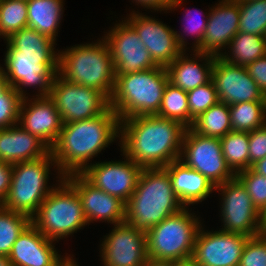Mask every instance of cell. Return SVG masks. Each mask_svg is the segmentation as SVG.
<instances>
[{
	"label": "cell",
	"instance_id": "obj_1",
	"mask_svg": "<svg viewBox=\"0 0 266 266\" xmlns=\"http://www.w3.org/2000/svg\"><path fill=\"white\" fill-rule=\"evenodd\" d=\"M186 127L156 114L120 121L121 151L142 168L166 167L180 159Z\"/></svg>",
	"mask_w": 266,
	"mask_h": 266
},
{
	"label": "cell",
	"instance_id": "obj_27",
	"mask_svg": "<svg viewBox=\"0 0 266 266\" xmlns=\"http://www.w3.org/2000/svg\"><path fill=\"white\" fill-rule=\"evenodd\" d=\"M64 0H28V26L56 42Z\"/></svg>",
	"mask_w": 266,
	"mask_h": 266
},
{
	"label": "cell",
	"instance_id": "obj_39",
	"mask_svg": "<svg viewBox=\"0 0 266 266\" xmlns=\"http://www.w3.org/2000/svg\"><path fill=\"white\" fill-rule=\"evenodd\" d=\"M238 266H266V232L247 239Z\"/></svg>",
	"mask_w": 266,
	"mask_h": 266
},
{
	"label": "cell",
	"instance_id": "obj_36",
	"mask_svg": "<svg viewBox=\"0 0 266 266\" xmlns=\"http://www.w3.org/2000/svg\"><path fill=\"white\" fill-rule=\"evenodd\" d=\"M190 117L194 120L219 102L212 80L187 92Z\"/></svg>",
	"mask_w": 266,
	"mask_h": 266
},
{
	"label": "cell",
	"instance_id": "obj_14",
	"mask_svg": "<svg viewBox=\"0 0 266 266\" xmlns=\"http://www.w3.org/2000/svg\"><path fill=\"white\" fill-rule=\"evenodd\" d=\"M198 229L194 252L191 259L193 266H238L242 251L249 237L222 230Z\"/></svg>",
	"mask_w": 266,
	"mask_h": 266
},
{
	"label": "cell",
	"instance_id": "obj_13",
	"mask_svg": "<svg viewBox=\"0 0 266 266\" xmlns=\"http://www.w3.org/2000/svg\"><path fill=\"white\" fill-rule=\"evenodd\" d=\"M102 36L107 42L115 75L135 73L157 67L136 30L124 19Z\"/></svg>",
	"mask_w": 266,
	"mask_h": 266
},
{
	"label": "cell",
	"instance_id": "obj_41",
	"mask_svg": "<svg viewBox=\"0 0 266 266\" xmlns=\"http://www.w3.org/2000/svg\"><path fill=\"white\" fill-rule=\"evenodd\" d=\"M266 157V124L249 132V168Z\"/></svg>",
	"mask_w": 266,
	"mask_h": 266
},
{
	"label": "cell",
	"instance_id": "obj_4",
	"mask_svg": "<svg viewBox=\"0 0 266 266\" xmlns=\"http://www.w3.org/2000/svg\"><path fill=\"white\" fill-rule=\"evenodd\" d=\"M58 75L65 80L103 92L109 99L115 85V68L110 48L102 37L58 50Z\"/></svg>",
	"mask_w": 266,
	"mask_h": 266
},
{
	"label": "cell",
	"instance_id": "obj_31",
	"mask_svg": "<svg viewBox=\"0 0 266 266\" xmlns=\"http://www.w3.org/2000/svg\"><path fill=\"white\" fill-rule=\"evenodd\" d=\"M220 141L226 164L235 175L249 169V132L230 131Z\"/></svg>",
	"mask_w": 266,
	"mask_h": 266
},
{
	"label": "cell",
	"instance_id": "obj_2",
	"mask_svg": "<svg viewBox=\"0 0 266 266\" xmlns=\"http://www.w3.org/2000/svg\"><path fill=\"white\" fill-rule=\"evenodd\" d=\"M117 138H120V120L110 107L105 113L93 118L64 123L50 151L58 172L65 177L82 173L92 164V158Z\"/></svg>",
	"mask_w": 266,
	"mask_h": 266
},
{
	"label": "cell",
	"instance_id": "obj_21",
	"mask_svg": "<svg viewBox=\"0 0 266 266\" xmlns=\"http://www.w3.org/2000/svg\"><path fill=\"white\" fill-rule=\"evenodd\" d=\"M209 8L204 38L196 52L221 56L233 37L239 32L240 6L234 0H219Z\"/></svg>",
	"mask_w": 266,
	"mask_h": 266
},
{
	"label": "cell",
	"instance_id": "obj_50",
	"mask_svg": "<svg viewBox=\"0 0 266 266\" xmlns=\"http://www.w3.org/2000/svg\"><path fill=\"white\" fill-rule=\"evenodd\" d=\"M261 223L263 225L264 230H266V207L261 212Z\"/></svg>",
	"mask_w": 266,
	"mask_h": 266
},
{
	"label": "cell",
	"instance_id": "obj_26",
	"mask_svg": "<svg viewBox=\"0 0 266 266\" xmlns=\"http://www.w3.org/2000/svg\"><path fill=\"white\" fill-rule=\"evenodd\" d=\"M5 41L7 51L4 57L59 59L54 47L57 43L29 26L13 33Z\"/></svg>",
	"mask_w": 266,
	"mask_h": 266
},
{
	"label": "cell",
	"instance_id": "obj_24",
	"mask_svg": "<svg viewBox=\"0 0 266 266\" xmlns=\"http://www.w3.org/2000/svg\"><path fill=\"white\" fill-rule=\"evenodd\" d=\"M50 148L19 124L0 129V161L18 163L47 155Z\"/></svg>",
	"mask_w": 266,
	"mask_h": 266
},
{
	"label": "cell",
	"instance_id": "obj_33",
	"mask_svg": "<svg viewBox=\"0 0 266 266\" xmlns=\"http://www.w3.org/2000/svg\"><path fill=\"white\" fill-rule=\"evenodd\" d=\"M31 223L25 214L8 210L0 205V255H9L13 244Z\"/></svg>",
	"mask_w": 266,
	"mask_h": 266
},
{
	"label": "cell",
	"instance_id": "obj_22",
	"mask_svg": "<svg viewBox=\"0 0 266 266\" xmlns=\"http://www.w3.org/2000/svg\"><path fill=\"white\" fill-rule=\"evenodd\" d=\"M55 243L30 223L13 244L9 261L13 266H58L66 256L58 254Z\"/></svg>",
	"mask_w": 266,
	"mask_h": 266
},
{
	"label": "cell",
	"instance_id": "obj_35",
	"mask_svg": "<svg viewBox=\"0 0 266 266\" xmlns=\"http://www.w3.org/2000/svg\"><path fill=\"white\" fill-rule=\"evenodd\" d=\"M240 6L239 32L266 35V0L238 2Z\"/></svg>",
	"mask_w": 266,
	"mask_h": 266
},
{
	"label": "cell",
	"instance_id": "obj_48",
	"mask_svg": "<svg viewBox=\"0 0 266 266\" xmlns=\"http://www.w3.org/2000/svg\"><path fill=\"white\" fill-rule=\"evenodd\" d=\"M8 87V83L3 72V67L0 65V94Z\"/></svg>",
	"mask_w": 266,
	"mask_h": 266
},
{
	"label": "cell",
	"instance_id": "obj_17",
	"mask_svg": "<svg viewBox=\"0 0 266 266\" xmlns=\"http://www.w3.org/2000/svg\"><path fill=\"white\" fill-rule=\"evenodd\" d=\"M125 156L122 161L90 164L81 174L95 187L126 203L134 192L142 167Z\"/></svg>",
	"mask_w": 266,
	"mask_h": 266
},
{
	"label": "cell",
	"instance_id": "obj_19",
	"mask_svg": "<svg viewBox=\"0 0 266 266\" xmlns=\"http://www.w3.org/2000/svg\"><path fill=\"white\" fill-rule=\"evenodd\" d=\"M78 193L88 225L94 221H106L110 224L125 222V203L95 187L81 173L64 177Z\"/></svg>",
	"mask_w": 266,
	"mask_h": 266
},
{
	"label": "cell",
	"instance_id": "obj_32",
	"mask_svg": "<svg viewBox=\"0 0 266 266\" xmlns=\"http://www.w3.org/2000/svg\"><path fill=\"white\" fill-rule=\"evenodd\" d=\"M166 119L176 120L183 124L186 128L193 125L194 120L190 117L187 92L167 83L160 109L156 114Z\"/></svg>",
	"mask_w": 266,
	"mask_h": 266
},
{
	"label": "cell",
	"instance_id": "obj_6",
	"mask_svg": "<svg viewBox=\"0 0 266 266\" xmlns=\"http://www.w3.org/2000/svg\"><path fill=\"white\" fill-rule=\"evenodd\" d=\"M56 185L31 217V223L47 239L58 242L88 223L76 189L64 177Z\"/></svg>",
	"mask_w": 266,
	"mask_h": 266
},
{
	"label": "cell",
	"instance_id": "obj_37",
	"mask_svg": "<svg viewBox=\"0 0 266 266\" xmlns=\"http://www.w3.org/2000/svg\"><path fill=\"white\" fill-rule=\"evenodd\" d=\"M236 177L245 186L252 203L261 213L266 207V177L259 175L252 168L238 172Z\"/></svg>",
	"mask_w": 266,
	"mask_h": 266
},
{
	"label": "cell",
	"instance_id": "obj_28",
	"mask_svg": "<svg viewBox=\"0 0 266 266\" xmlns=\"http://www.w3.org/2000/svg\"><path fill=\"white\" fill-rule=\"evenodd\" d=\"M220 56L225 61L246 67L266 54L265 36L238 32L230 41L227 50Z\"/></svg>",
	"mask_w": 266,
	"mask_h": 266
},
{
	"label": "cell",
	"instance_id": "obj_25",
	"mask_svg": "<svg viewBox=\"0 0 266 266\" xmlns=\"http://www.w3.org/2000/svg\"><path fill=\"white\" fill-rule=\"evenodd\" d=\"M164 168L168 171L174 192L184 207L201 203L216 191V187L205 176L180 159Z\"/></svg>",
	"mask_w": 266,
	"mask_h": 266
},
{
	"label": "cell",
	"instance_id": "obj_30",
	"mask_svg": "<svg viewBox=\"0 0 266 266\" xmlns=\"http://www.w3.org/2000/svg\"><path fill=\"white\" fill-rule=\"evenodd\" d=\"M232 131L251 132L266 124V101L229 105Z\"/></svg>",
	"mask_w": 266,
	"mask_h": 266
},
{
	"label": "cell",
	"instance_id": "obj_38",
	"mask_svg": "<svg viewBox=\"0 0 266 266\" xmlns=\"http://www.w3.org/2000/svg\"><path fill=\"white\" fill-rule=\"evenodd\" d=\"M22 99L23 97L12 86H8L0 94V129L19 123Z\"/></svg>",
	"mask_w": 266,
	"mask_h": 266
},
{
	"label": "cell",
	"instance_id": "obj_10",
	"mask_svg": "<svg viewBox=\"0 0 266 266\" xmlns=\"http://www.w3.org/2000/svg\"><path fill=\"white\" fill-rule=\"evenodd\" d=\"M49 97L54 101L63 124L93 118L110 108V99L103 92L71 83L58 74L51 84Z\"/></svg>",
	"mask_w": 266,
	"mask_h": 266
},
{
	"label": "cell",
	"instance_id": "obj_5",
	"mask_svg": "<svg viewBox=\"0 0 266 266\" xmlns=\"http://www.w3.org/2000/svg\"><path fill=\"white\" fill-rule=\"evenodd\" d=\"M110 107L119 120L128 117L157 114L165 87L169 82L165 67L115 75Z\"/></svg>",
	"mask_w": 266,
	"mask_h": 266
},
{
	"label": "cell",
	"instance_id": "obj_47",
	"mask_svg": "<svg viewBox=\"0 0 266 266\" xmlns=\"http://www.w3.org/2000/svg\"><path fill=\"white\" fill-rule=\"evenodd\" d=\"M66 253L65 259L58 265V266H79L75 259H73V256L68 255Z\"/></svg>",
	"mask_w": 266,
	"mask_h": 266
},
{
	"label": "cell",
	"instance_id": "obj_29",
	"mask_svg": "<svg viewBox=\"0 0 266 266\" xmlns=\"http://www.w3.org/2000/svg\"><path fill=\"white\" fill-rule=\"evenodd\" d=\"M194 132L206 136L222 138L232 131L229 105L223 102L211 106L194 119L190 127Z\"/></svg>",
	"mask_w": 266,
	"mask_h": 266
},
{
	"label": "cell",
	"instance_id": "obj_34",
	"mask_svg": "<svg viewBox=\"0 0 266 266\" xmlns=\"http://www.w3.org/2000/svg\"><path fill=\"white\" fill-rule=\"evenodd\" d=\"M28 26L26 0H0V38L8 39L13 33Z\"/></svg>",
	"mask_w": 266,
	"mask_h": 266
},
{
	"label": "cell",
	"instance_id": "obj_40",
	"mask_svg": "<svg viewBox=\"0 0 266 266\" xmlns=\"http://www.w3.org/2000/svg\"><path fill=\"white\" fill-rule=\"evenodd\" d=\"M197 10V8L195 9ZM194 11H191L190 9L186 10L185 12V15H184V20L183 22L185 21L186 22V25L183 26V30L182 32L184 33H188L190 34V36H193V38L195 39L193 41V46L192 47V51H196L201 43H202V40L204 38V33H205V30H206V27H207V22H208V14L206 13L204 16H201L203 12H199L200 16L203 17L201 18L198 14V11L195 12ZM193 13V14H192ZM197 15H196V14ZM196 15V16H194ZM199 18V19H198ZM205 18V19H204ZM187 34V36H188Z\"/></svg>",
	"mask_w": 266,
	"mask_h": 266
},
{
	"label": "cell",
	"instance_id": "obj_3",
	"mask_svg": "<svg viewBox=\"0 0 266 266\" xmlns=\"http://www.w3.org/2000/svg\"><path fill=\"white\" fill-rule=\"evenodd\" d=\"M184 208L164 167L143 168L136 188L125 203V222L147 233Z\"/></svg>",
	"mask_w": 266,
	"mask_h": 266
},
{
	"label": "cell",
	"instance_id": "obj_12",
	"mask_svg": "<svg viewBox=\"0 0 266 266\" xmlns=\"http://www.w3.org/2000/svg\"><path fill=\"white\" fill-rule=\"evenodd\" d=\"M180 160L215 187L236 176L226 164L220 138L200 135L191 128L184 134Z\"/></svg>",
	"mask_w": 266,
	"mask_h": 266
},
{
	"label": "cell",
	"instance_id": "obj_9",
	"mask_svg": "<svg viewBox=\"0 0 266 266\" xmlns=\"http://www.w3.org/2000/svg\"><path fill=\"white\" fill-rule=\"evenodd\" d=\"M218 190V191H217ZM222 198L220 204V230L254 237L265 232L261 223V213L252 203L245 186L235 176L233 179L216 186Z\"/></svg>",
	"mask_w": 266,
	"mask_h": 266
},
{
	"label": "cell",
	"instance_id": "obj_8",
	"mask_svg": "<svg viewBox=\"0 0 266 266\" xmlns=\"http://www.w3.org/2000/svg\"><path fill=\"white\" fill-rule=\"evenodd\" d=\"M189 209L184 207L146 233L148 257L179 264L191 262L195 238L202 220Z\"/></svg>",
	"mask_w": 266,
	"mask_h": 266
},
{
	"label": "cell",
	"instance_id": "obj_49",
	"mask_svg": "<svg viewBox=\"0 0 266 266\" xmlns=\"http://www.w3.org/2000/svg\"><path fill=\"white\" fill-rule=\"evenodd\" d=\"M0 266H13L9 261V258L4 255H0Z\"/></svg>",
	"mask_w": 266,
	"mask_h": 266
},
{
	"label": "cell",
	"instance_id": "obj_51",
	"mask_svg": "<svg viewBox=\"0 0 266 266\" xmlns=\"http://www.w3.org/2000/svg\"><path fill=\"white\" fill-rule=\"evenodd\" d=\"M234 1L245 3V2H248V1H255V0H234Z\"/></svg>",
	"mask_w": 266,
	"mask_h": 266
},
{
	"label": "cell",
	"instance_id": "obj_20",
	"mask_svg": "<svg viewBox=\"0 0 266 266\" xmlns=\"http://www.w3.org/2000/svg\"><path fill=\"white\" fill-rule=\"evenodd\" d=\"M29 96L22 99L18 124L51 149L62 129L61 116L49 96Z\"/></svg>",
	"mask_w": 266,
	"mask_h": 266
},
{
	"label": "cell",
	"instance_id": "obj_52",
	"mask_svg": "<svg viewBox=\"0 0 266 266\" xmlns=\"http://www.w3.org/2000/svg\"><path fill=\"white\" fill-rule=\"evenodd\" d=\"M180 266H193L191 263H187V264H180Z\"/></svg>",
	"mask_w": 266,
	"mask_h": 266
},
{
	"label": "cell",
	"instance_id": "obj_42",
	"mask_svg": "<svg viewBox=\"0 0 266 266\" xmlns=\"http://www.w3.org/2000/svg\"><path fill=\"white\" fill-rule=\"evenodd\" d=\"M246 69L250 77L253 78L260 90L266 96V54L248 64Z\"/></svg>",
	"mask_w": 266,
	"mask_h": 266
},
{
	"label": "cell",
	"instance_id": "obj_7",
	"mask_svg": "<svg viewBox=\"0 0 266 266\" xmlns=\"http://www.w3.org/2000/svg\"><path fill=\"white\" fill-rule=\"evenodd\" d=\"M55 168L56 178L63 176L58 172L56 161L51 151L42 158L13 164L12 181L7 197L0 204L2 207L32 217L41 203L53 190L49 186L50 168Z\"/></svg>",
	"mask_w": 266,
	"mask_h": 266
},
{
	"label": "cell",
	"instance_id": "obj_16",
	"mask_svg": "<svg viewBox=\"0 0 266 266\" xmlns=\"http://www.w3.org/2000/svg\"><path fill=\"white\" fill-rule=\"evenodd\" d=\"M59 59L29 57H4L3 72L8 86H12L23 98L28 95L26 87L36 88L35 96H49L51 84L58 74Z\"/></svg>",
	"mask_w": 266,
	"mask_h": 266
},
{
	"label": "cell",
	"instance_id": "obj_45",
	"mask_svg": "<svg viewBox=\"0 0 266 266\" xmlns=\"http://www.w3.org/2000/svg\"><path fill=\"white\" fill-rule=\"evenodd\" d=\"M144 266H180V264L171 260H158L148 257Z\"/></svg>",
	"mask_w": 266,
	"mask_h": 266
},
{
	"label": "cell",
	"instance_id": "obj_23",
	"mask_svg": "<svg viewBox=\"0 0 266 266\" xmlns=\"http://www.w3.org/2000/svg\"><path fill=\"white\" fill-rule=\"evenodd\" d=\"M183 51L167 67L169 83L185 92L193 90L212 80L215 57L211 54L192 51L193 55ZM200 62L202 64H200Z\"/></svg>",
	"mask_w": 266,
	"mask_h": 266
},
{
	"label": "cell",
	"instance_id": "obj_11",
	"mask_svg": "<svg viewBox=\"0 0 266 266\" xmlns=\"http://www.w3.org/2000/svg\"><path fill=\"white\" fill-rule=\"evenodd\" d=\"M125 19L138 33L157 66L167 67L187 49V40L182 32L172 29L162 21L133 9ZM183 34V35H182Z\"/></svg>",
	"mask_w": 266,
	"mask_h": 266
},
{
	"label": "cell",
	"instance_id": "obj_44",
	"mask_svg": "<svg viewBox=\"0 0 266 266\" xmlns=\"http://www.w3.org/2000/svg\"><path fill=\"white\" fill-rule=\"evenodd\" d=\"M13 164L0 161V204L7 197L12 181Z\"/></svg>",
	"mask_w": 266,
	"mask_h": 266
},
{
	"label": "cell",
	"instance_id": "obj_43",
	"mask_svg": "<svg viewBox=\"0 0 266 266\" xmlns=\"http://www.w3.org/2000/svg\"><path fill=\"white\" fill-rule=\"evenodd\" d=\"M184 0H132V3L135 2L137 6H141L147 9L154 11H173L178 10L179 6H182ZM139 4V5H138Z\"/></svg>",
	"mask_w": 266,
	"mask_h": 266
},
{
	"label": "cell",
	"instance_id": "obj_18",
	"mask_svg": "<svg viewBox=\"0 0 266 266\" xmlns=\"http://www.w3.org/2000/svg\"><path fill=\"white\" fill-rule=\"evenodd\" d=\"M212 82L219 102L227 105L240 102L266 101V96L250 77L246 67L231 64L220 56L215 57Z\"/></svg>",
	"mask_w": 266,
	"mask_h": 266
},
{
	"label": "cell",
	"instance_id": "obj_15",
	"mask_svg": "<svg viewBox=\"0 0 266 266\" xmlns=\"http://www.w3.org/2000/svg\"><path fill=\"white\" fill-rule=\"evenodd\" d=\"M103 266H144L147 256L146 233L126 222L114 224L100 245Z\"/></svg>",
	"mask_w": 266,
	"mask_h": 266
},
{
	"label": "cell",
	"instance_id": "obj_46",
	"mask_svg": "<svg viewBox=\"0 0 266 266\" xmlns=\"http://www.w3.org/2000/svg\"><path fill=\"white\" fill-rule=\"evenodd\" d=\"M251 168L259 175L266 177V157L258 160Z\"/></svg>",
	"mask_w": 266,
	"mask_h": 266
}]
</instances>
